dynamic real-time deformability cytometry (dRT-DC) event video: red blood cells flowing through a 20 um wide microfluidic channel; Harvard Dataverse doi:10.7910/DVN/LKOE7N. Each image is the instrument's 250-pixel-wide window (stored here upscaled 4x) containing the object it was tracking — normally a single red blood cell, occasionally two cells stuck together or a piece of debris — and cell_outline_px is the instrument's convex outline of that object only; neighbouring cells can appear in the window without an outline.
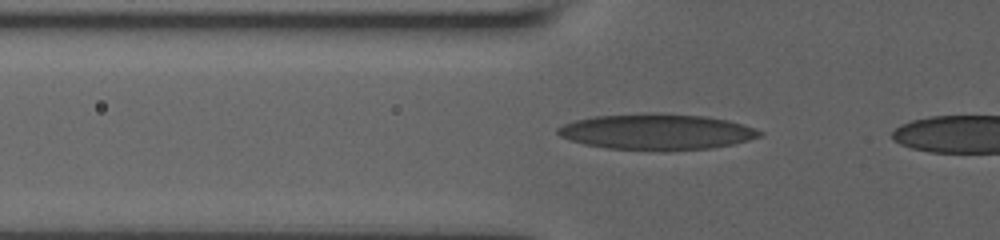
{"species": "human", "species_latin": "Homo sapiens", "temperature_condition": "room temperature", "stored_images_in_passage": 8, "camera_frame_rate_fps": 3000, "um_per_image_px": 0.085, "donor": {"sex": "male"}, "frame": {"image": 1, "passage_image": 2, "time_ms": 0.333, "image_size_px": [1000, 240], "cell_outline_px": [[764, 132], [760, 136], [748, 140], [732, 144], [712, 148], [608, 148], [584, 144], [560, 136], [556, 132], [556, 128], [564, 124], [576, 120], [592, 116], [652, 112], [656, 112], [708, 116], [728, 120], [744, 124]], "centroid_in_image_um": [55.82, 11.15], "position_along_channel_um": 70.0, "area_um2": 41.38}}